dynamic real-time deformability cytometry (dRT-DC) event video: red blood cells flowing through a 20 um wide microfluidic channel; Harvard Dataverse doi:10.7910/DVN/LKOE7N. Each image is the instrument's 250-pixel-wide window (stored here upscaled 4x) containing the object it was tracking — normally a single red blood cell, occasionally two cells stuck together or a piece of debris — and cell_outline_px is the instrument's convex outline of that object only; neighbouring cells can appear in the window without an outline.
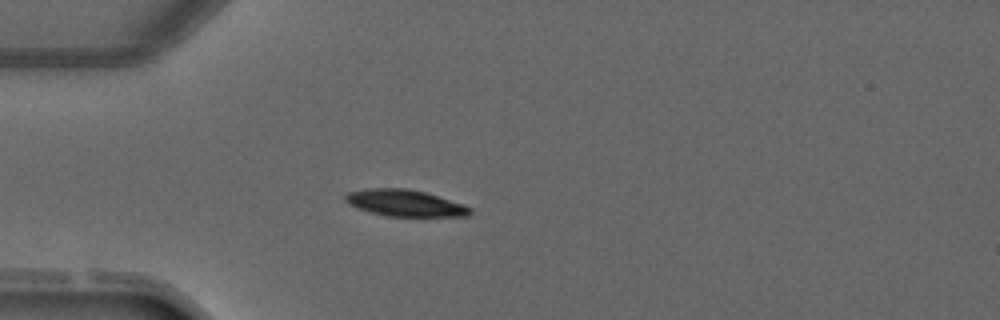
{"species": "common noctule bat (a hibernating species)", "species_latin": "Nyctalus noctula", "temperature_condition": "warm", "stored_images_in_passage": 2, "camera_frame_rate_fps": 3000, "um_per_image_px": 0.085, "animal": {"sex": "male", "forearm_length_mm": 52.5}, "frame": {"image": 1, "passage_image": 2, "time_ms": 1.333, "image_size_px": [1000, 320], "cell_outline_px": [[472, 212], [468, 216], [384, 216], [348, 204], [344, 200], [344, 196], [348, 192], [368, 188], [408, 188], [424, 192], [464, 204], [472, 208]], "centroid_in_image_um": [34.42, 17.25], "position_along_channel_um": 50.6, "area_um2": 19.25}}